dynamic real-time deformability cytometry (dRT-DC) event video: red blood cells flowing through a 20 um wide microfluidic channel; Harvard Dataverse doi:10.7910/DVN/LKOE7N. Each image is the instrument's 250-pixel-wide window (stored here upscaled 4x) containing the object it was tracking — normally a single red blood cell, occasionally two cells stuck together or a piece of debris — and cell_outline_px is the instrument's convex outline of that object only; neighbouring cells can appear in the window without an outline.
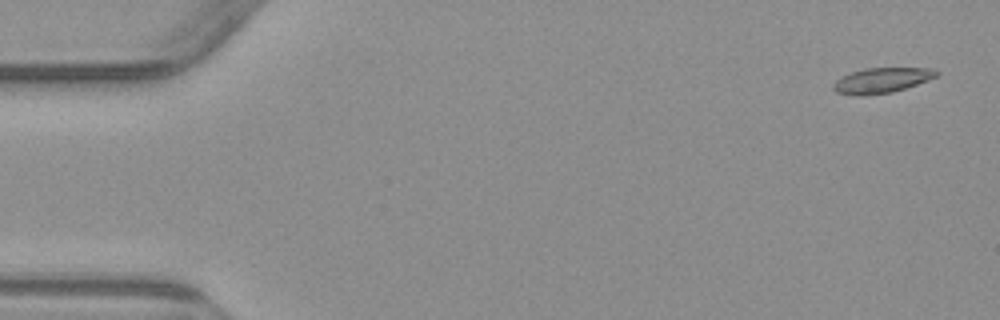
{"species": "common noctule bat (a hibernating species)", "species_latin": "Nyctalus noctula", "temperature_condition": "warm", "stored_images_in_passage": 5, "camera_frame_rate_fps": 3000, "um_per_image_px": 0.085, "animal": {"sex": "male", "body_mass_g": 23.1, "forearm_length_mm": 52.7}, "frame": {"image": 1, "passage_image": 1, "time_ms": 0.0, "image_size_px": [1000, 320], "cell_outline_px": [[940, 72], [936, 76], [928, 80], [892, 92], [860, 96], [856, 96], [836, 92], [832, 88], [832, 84], [836, 80], [852, 72], [864, 68], [928, 68]], "centroid_in_image_um": [74.9, 6.83], "position_along_channel_um": 10.1, "area_um2": 14.97}}
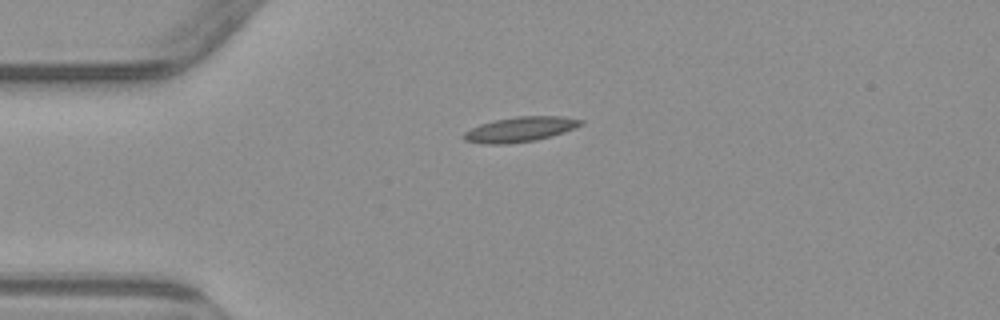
{"frame": {"image": 2, "passage_image": 4, "time_ms": 3.667, "image_size_px": [1000, 320], "cell_outline_px": [[584, 124], [564, 132], [536, 140], [504, 144], [484, 144], [464, 140], [460, 136], [464, 132], [480, 124], [496, 120], [516, 116], [560, 116], [584, 120]], "centroid_in_image_um": [44.2, 10.99], "position_along_channel_um": 40.8, "area_um2": 16.99}}